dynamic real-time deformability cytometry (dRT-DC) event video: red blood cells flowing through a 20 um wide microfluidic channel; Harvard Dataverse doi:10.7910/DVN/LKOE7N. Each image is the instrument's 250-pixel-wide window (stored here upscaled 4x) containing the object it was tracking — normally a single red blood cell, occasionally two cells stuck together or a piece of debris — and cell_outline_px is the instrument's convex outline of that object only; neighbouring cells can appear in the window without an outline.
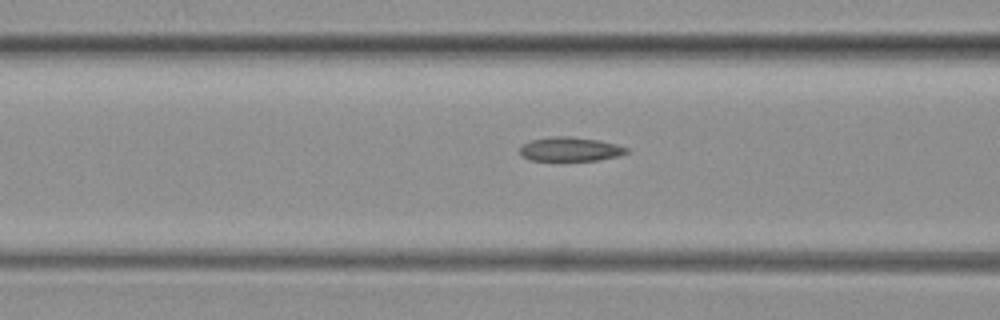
{"species": "common noctule bat (a hibernating species)", "species_latin": "Nyctalus noctula", "temperature_condition": "warm", "stored_images_in_passage": 40, "camera_frame_rate_fps": 3000, "um_per_image_px": 0.085, "animal": {"sex": "female", "body_mass_g": 19.3, "forearm_length_mm": 54.1}, "frame": {"image": 1, "passage_image": 12, "time_ms": 3.667, "image_size_px": [1000, 320], "cell_outline_px": [[628, 152], [616, 156], [596, 160], [532, 160], [524, 156], [520, 152], [520, 148], [524, 144], [532, 140], [552, 136], [572, 136], [600, 140], [616, 144], [628, 148]], "centroid_in_image_um": [48.49, 12.66], "position_along_channel_um": 118.1, "area_um2": 14.74}}
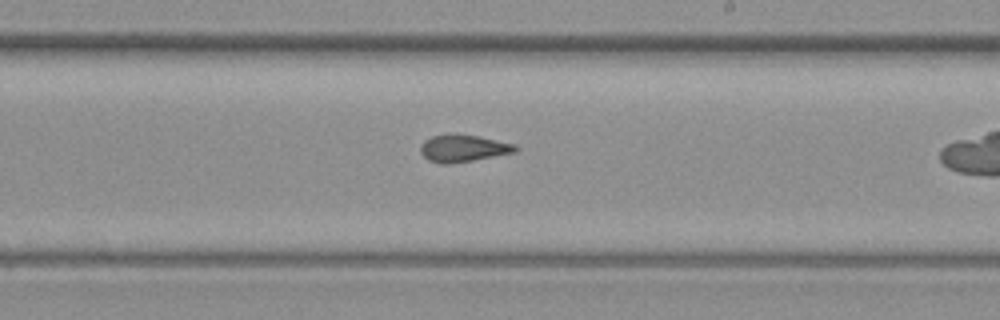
{"frame": {"image": 2, "passage_image": 25, "time_ms": 8.0, "image_size_px": [1000, 320], "cell_outline_px": [[520, 148], [516, 152], [472, 160], [448, 164], [440, 164], [428, 160], [420, 152], [420, 144], [424, 140], [432, 136], [448, 132], [476, 136], [516, 144]], "centroid_in_image_um": [39.34, 12.59], "position_along_channel_um": 249.7, "area_um2": 15.2}}
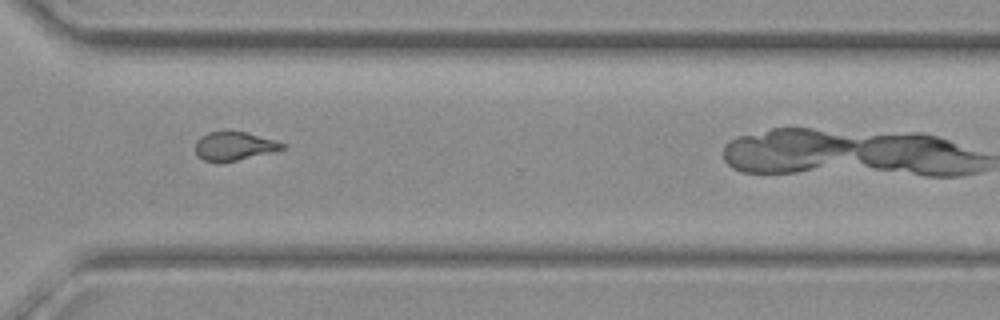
{"frame": {"image": 3, "passage_image": 35, "time_ms": 11.333, "image_size_px": [1000, 320], "cell_outline_px": [[288, 144], [284, 148], [220, 164], [204, 160], [196, 152], [196, 140], [200, 136], [208, 132], [244, 132], [276, 140]], "centroid_in_image_um": [19.88, 12.42], "position_along_channel_um": 350.7, "area_um2": 14.28}}